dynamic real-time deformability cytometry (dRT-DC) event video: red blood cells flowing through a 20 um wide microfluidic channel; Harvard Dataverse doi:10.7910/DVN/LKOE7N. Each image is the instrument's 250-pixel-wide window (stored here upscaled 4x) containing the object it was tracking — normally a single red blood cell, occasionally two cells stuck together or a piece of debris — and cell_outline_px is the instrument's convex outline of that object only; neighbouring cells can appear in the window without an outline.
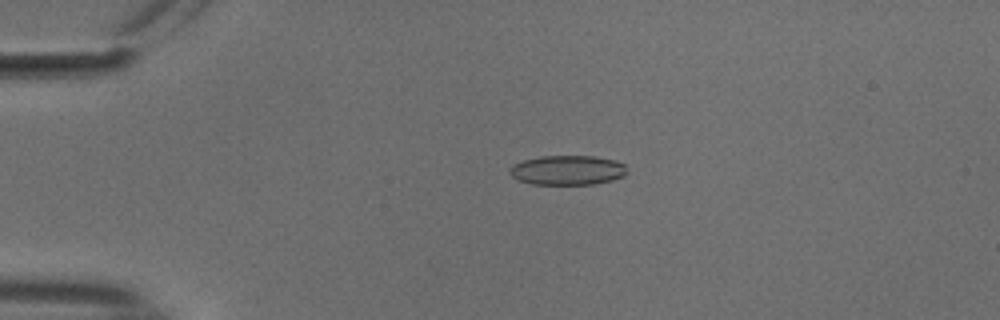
{"species": "common noctule bat (a hibernating species)", "species_latin": "Nyctalus noctula", "temperature_condition": "cold", "stored_images_in_passage": 53, "camera_frame_rate_fps": 3000, "um_per_image_px": 0.085, "animal": {"sex": "male", "body_mass_g": 18.8}, "frame": {"image": 1, "passage_image": 11, "time_ms": 3.333, "image_size_px": [1000, 320], "cell_outline_px": [[628, 172], [624, 176], [612, 180], [592, 184], [532, 184], [520, 180], [512, 176], [508, 172], [508, 168], [512, 164], [524, 160], [540, 156], [596, 156], [616, 160], [624, 164]], "centroid_in_image_um": [48.24, 14.45], "position_along_channel_um": 36.8, "area_um2": 20.35}}
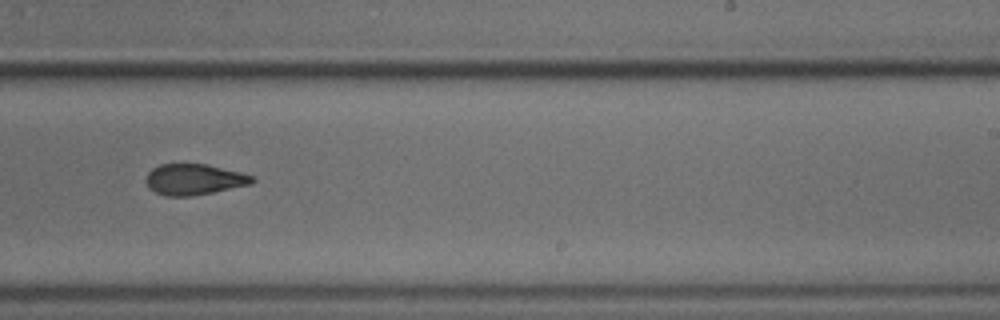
{"frame": {"image": 2, "passage_image": 33, "time_ms": 10.667, "image_size_px": [1000, 320], "cell_outline_px": [[256, 180], [252, 184], [192, 196], [168, 196], [156, 192], [148, 188], [144, 180], [148, 172], [152, 168], [160, 164], [208, 164], [240, 172], [252, 176]], "centroid_in_image_um": [16.47, 15.24], "position_along_channel_um": 272.5, "area_um2": 19.19}}
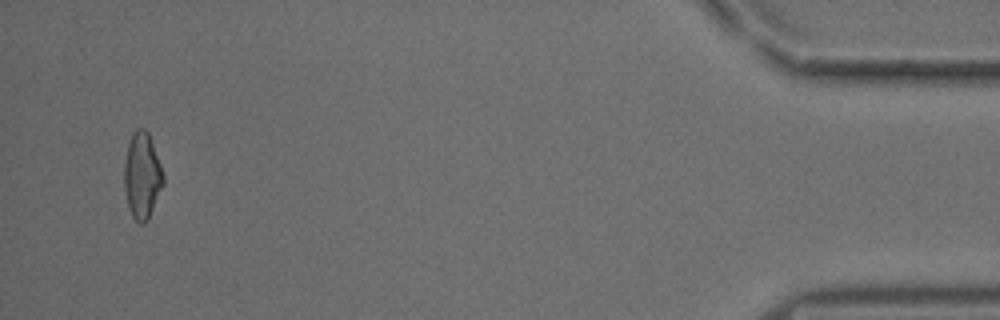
{"frame": {"image": 3, "passage_image": 51, "time_ms": 16.667, "image_size_px": [1000, 320], "cell_outline_px": [[164, 184], [148, 220], [144, 224], [140, 224], [132, 216], [128, 204], [124, 188], [124, 164], [128, 144], [132, 132], [136, 128], [144, 128], [148, 132], [160, 164], [164, 176]], "centroid_in_image_um": [12.08, 14.93], "position_along_channel_um": 423.1, "area_um2": 19.59}, "authors_computed_cell_mechanics": {"area_um2": 19.652, "velocity_mm_per_s": 3.7597, "shape_relaxation_time_tau1_ms": 5.6687, "shape_relaxation_time_tau2_ms": 2.7982, "deformation_change_tau1": 0.1264, "deformation_change_tau2": 0.0819}}